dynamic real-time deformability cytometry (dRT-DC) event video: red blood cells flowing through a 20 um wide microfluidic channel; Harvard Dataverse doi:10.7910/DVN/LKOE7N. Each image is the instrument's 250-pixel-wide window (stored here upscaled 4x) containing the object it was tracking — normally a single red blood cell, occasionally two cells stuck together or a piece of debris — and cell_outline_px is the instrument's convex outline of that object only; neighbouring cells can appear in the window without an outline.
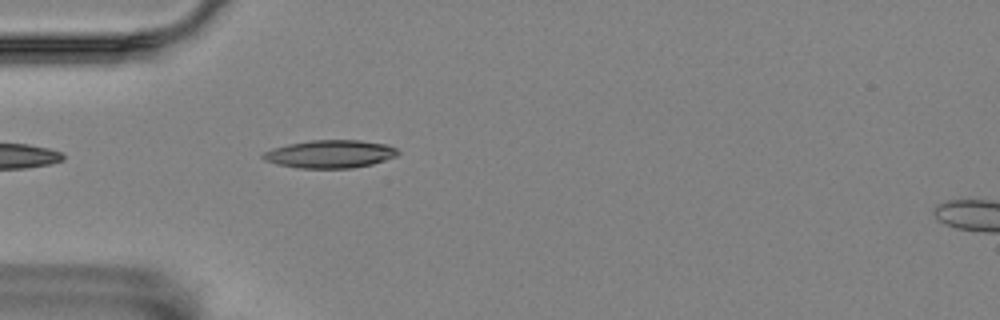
{"species": "Egyptian fruit bat (a non-hibernating species)", "species_latin": "Rousettus aegyptiacus", "temperature_condition": "room temperature", "stored_images_in_passage": 35, "camera_frame_rate_fps": 3000, "um_per_image_px": 0.085, "animal": {"sex": "female"}, "frame": {"image": 1, "passage_image": 1, "time_ms": 0.0, "image_size_px": [1000, 320], "cell_outline_px": [[400, 152], [396, 156], [372, 164], [352, 168], [300, 168], [276, 164], [264, 160], [260, 156], [264, 152], [272, 148], [288, 144], [312, 140], [360, 140], [388, 144], [396, 148]], "centroid_in_image_um": [28.06, 13.09], "position_along_channel_um": 56.9, "area_um2": 22.02}}
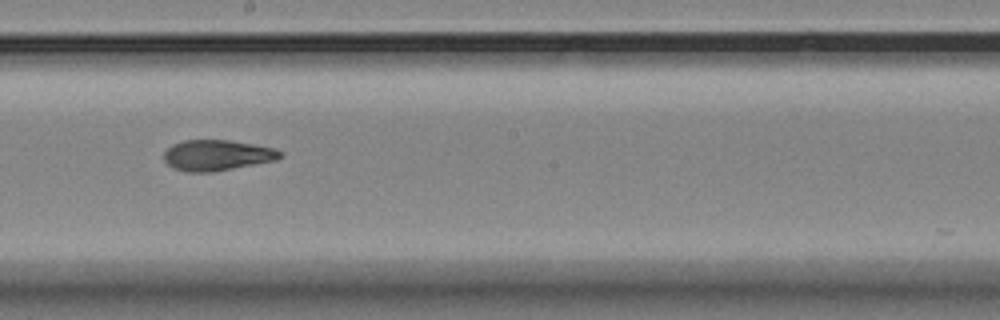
{"frame": {"image": 2, "passage_image": 16, "time_ms": 5.0, "image_size_px": [1000, 320], "cell_outline_px": [[280, 156], [276, 160], [212, 172], [188, 172], [172, 168], [164, 160], [164, 152], [172, 144], [184, 140], [228, 140], [252, 144], [272, 148], [280, 152]], "centroid_in_image_um": [18.38, 13.2], "position_along_channel_um": 229.8, "area_um2": 20.52}}
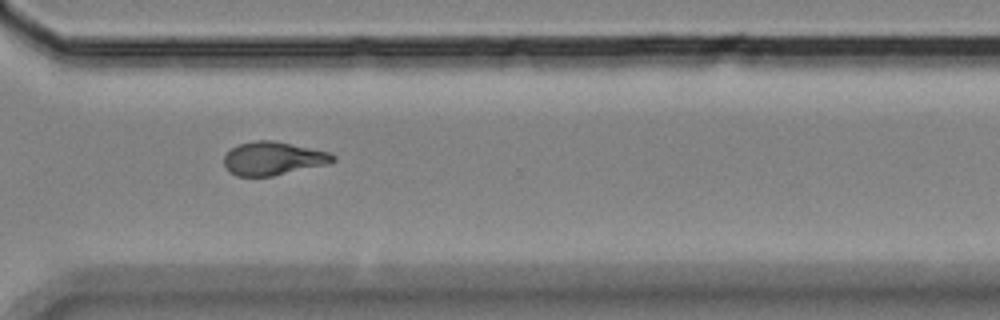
{"frame": {"image": 3, "passage_image": 26, "time_ms": 8.333, "image_size_px": [1000, 320], "cell_outline_px": [[336, 160], [328, 164], [272, 176], [236, 176], [224, 164], [224, 156], [232, 148], [240, 144], [256, 140], [272, 140], [328, 152], [336, 156]], "centroid_in_image_um": [23.23, 13.47], "position_along_channel_um": 347.4, "area_um2": 20.87}, "authors_computed_cell_mechanics": {"area_um2": 20.8658, "velocity_mm_per_s": 3.5346, "shape_relaxation_time_tau1_ms": 9.2843, "shape_relaxation_time_tau2_ms": 2.9935, "deformation_change_tau1": 0.255, "deformation_change_tau2": 0.1099}}